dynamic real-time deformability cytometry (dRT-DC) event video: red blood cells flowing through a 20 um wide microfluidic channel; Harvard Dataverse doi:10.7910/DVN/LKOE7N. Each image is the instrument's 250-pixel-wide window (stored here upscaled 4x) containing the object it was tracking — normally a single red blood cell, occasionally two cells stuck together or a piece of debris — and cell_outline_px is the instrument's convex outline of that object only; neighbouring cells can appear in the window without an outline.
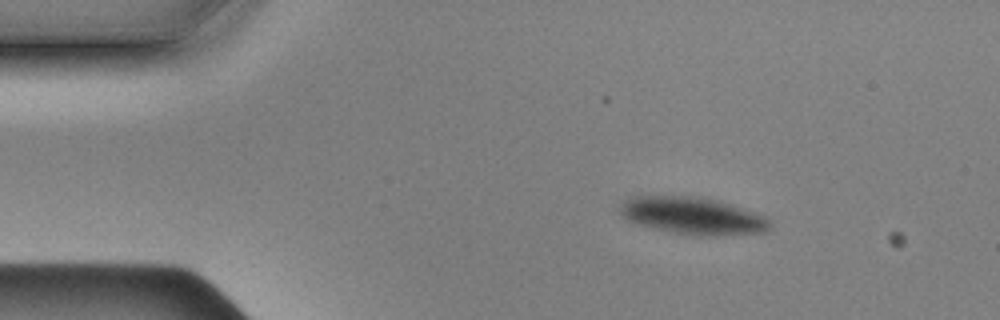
{"species": "Egyptian fruit bat (a non-hibernating species)", "species_latin": "Rousettus aegyptiacus", "temperature_condition": "cold", "stored_images_in_passage": 4, "camera_frame_rate_fps": 3000, "um_per_image_px": 0.085, "animal": {"sex": "male"}, "frame": {"image": 1, "passage_image": 1, "time_ms": 0.0, "image_size_px": [1000, 320], "cell_outline_px": [[768, 228], [764, 232], [676, 232], [652, 228], [636, 224], [620, 216], [620, 208], [624, 200], [632, 196], [688, 196], [716, 200], [764, 216], [768, 220]], "centroid_in_image_um": [58.7, 18.27], "position_along_channel_um": 26.3, "area_um2": 30.46}}